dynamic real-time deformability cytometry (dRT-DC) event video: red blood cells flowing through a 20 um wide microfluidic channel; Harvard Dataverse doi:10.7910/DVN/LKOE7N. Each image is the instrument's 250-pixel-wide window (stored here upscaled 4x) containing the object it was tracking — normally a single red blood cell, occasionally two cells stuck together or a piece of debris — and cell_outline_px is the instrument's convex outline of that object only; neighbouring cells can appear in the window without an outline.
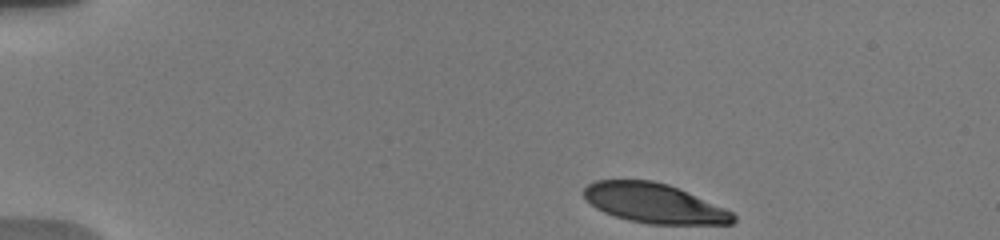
{"species": "human", "species_latin": "Homo sapiens", "temperature_condition": "warm", "stored_images_in_passage": 17, "camera_frame_rate_fps": 3000, "um_per_image_px": 0.085, "donor": {"sex": "male"}, "frame": {"image": 1, "passage_image": 1, "time_ms": 0.0, "image_size_px": [1000, 240], "cell_outline_px": [[736, 220], [732, 224], [648, 224], [628, 220], [604, 212], [596, 208], [584, 196], [584, 188], [588, 184], [596, 180], [652, 180], [668, 184], [724, 208], [732, 212], [736, 216]], "centroid_in_image_um": [55.61, 17.28], "position_along_channel_um": 29.4, "area_um2": 34.16}}
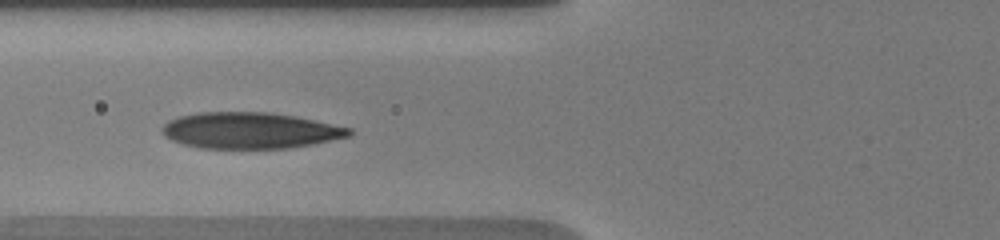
{"frame": {"image": 2, "passage_image": 10, "time_ms": 4.333, "image_size_px": [1000, 240], "cell_outline_px": [[352, 136], [312, 144], [288, 148], [200, 148], [184, 144], [172, 140], [164, 136], [160, 128], [168, 120], [180, 116], [196, 112], [268, 112], [296, 116], [352, 128]], "centroid_in_image_um": [21.25, 11.08], "position_along_channel_um": 104.5, "area_um2": 39.59}}
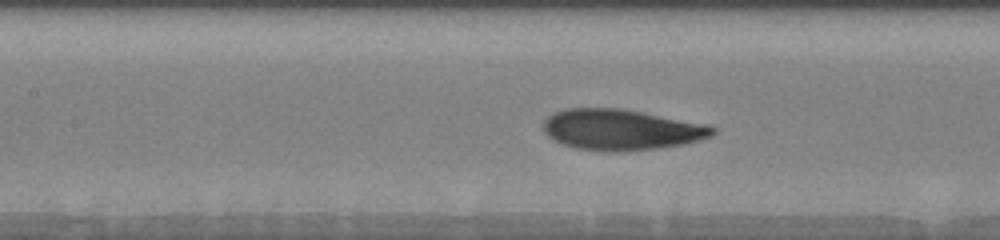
{"frame": {"image": 3, "passage_image": 15, "time_ms": 5.667, "image_size_px": [1000, 240], "cell_outline_px": [[716, 132], [712, 136], [700, 140], [684, 144], [656, 148], [576, 148], [552, 140], [544, 132], [544, 120], [552, 112], [564, 108], [620, 108], [708, 124], [716, 128]], "centroid_in_image_um": [52.82, 10.96], "position_along_channel_um": 154.6, "area_um2": 39.19}}